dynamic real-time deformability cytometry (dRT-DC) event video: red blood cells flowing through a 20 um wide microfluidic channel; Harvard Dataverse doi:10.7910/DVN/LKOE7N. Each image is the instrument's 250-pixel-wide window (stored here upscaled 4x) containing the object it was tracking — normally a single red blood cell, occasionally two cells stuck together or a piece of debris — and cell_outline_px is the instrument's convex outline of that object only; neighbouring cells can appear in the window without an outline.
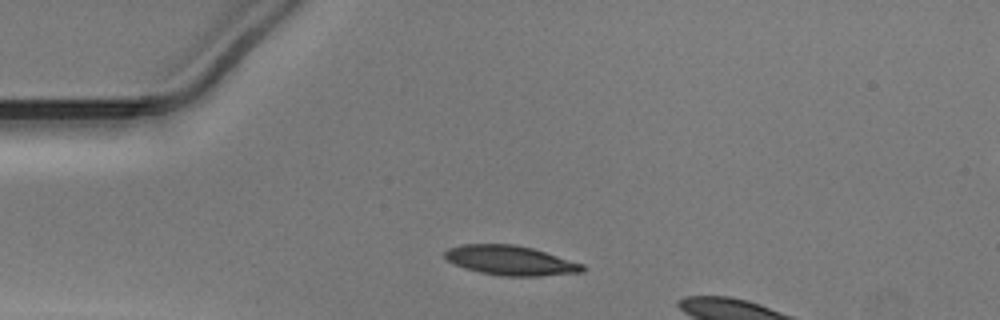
{"species": "Egyptian fruit bat (a non-hibernating species)", "species_latin": "Rousettus aegyptiacus", "temperature_condition": "warm", "stored_images_in_passage": 11, "camera_frame_rate_fps": 3000, "um_per_image_px": 0.085, "animal": {"sex": "male"}, "frame": {"image": 1, "passage_image": 7, "time_ms": 2.0, "image_size_px": [1000, 320], "cell_outline_px": [[584, 272], [536, 276], [500, 276], [480, 272], [464, 268], [448, 260], [444, 256], [444, 252], [448, 248], [460, 244], [516, 244], [532, 248], [584, 264]], "centroid_in_image_um": [43.38, 22.13], "position_along_channel_um": 41.6, "area_um2": 23.7}}